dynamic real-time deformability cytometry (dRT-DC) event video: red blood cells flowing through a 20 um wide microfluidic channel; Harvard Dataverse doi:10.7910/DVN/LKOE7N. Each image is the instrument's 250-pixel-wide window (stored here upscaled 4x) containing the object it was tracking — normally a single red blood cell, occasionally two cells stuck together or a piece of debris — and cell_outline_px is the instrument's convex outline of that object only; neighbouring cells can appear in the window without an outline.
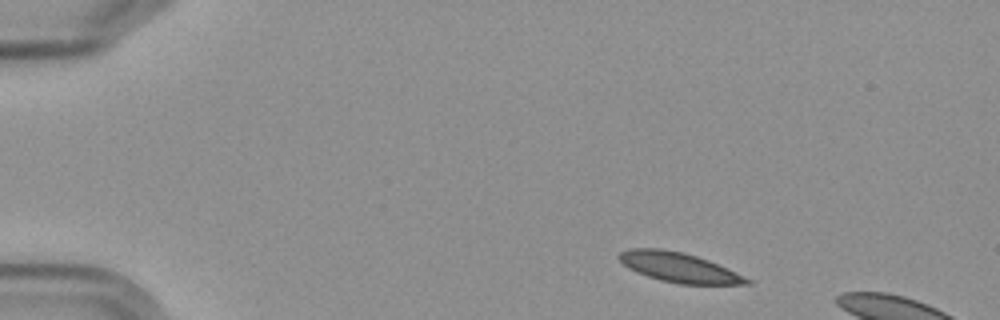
{"species": "Egyptian fruit bat (a non-hibernating species)", "species_latin": "Rousettus aegyptiacus", "temperature_condition": "cold", "stored_images_in_passage": 3, "camera_frame_rate_fps": 3000, "um_per_image_px": 0.085, "frame": {"image": 1, "passage_image": 1, "time_ms": 0.0, "image_size_px": [1000, 320], "cell_outline_px": [[752, 284], [676, 284], [660, 280], [636, 272], [628, 268], [616, 256], [620, 252], [628, 248], [660, 248], [680, 252], [696, 256], [708, 260], [728, 268], [752, 280]], "centroid_in_image_um": [57.69, 22.73], "position_along_channel_um": 27.3, "area_um2": 22.08}}